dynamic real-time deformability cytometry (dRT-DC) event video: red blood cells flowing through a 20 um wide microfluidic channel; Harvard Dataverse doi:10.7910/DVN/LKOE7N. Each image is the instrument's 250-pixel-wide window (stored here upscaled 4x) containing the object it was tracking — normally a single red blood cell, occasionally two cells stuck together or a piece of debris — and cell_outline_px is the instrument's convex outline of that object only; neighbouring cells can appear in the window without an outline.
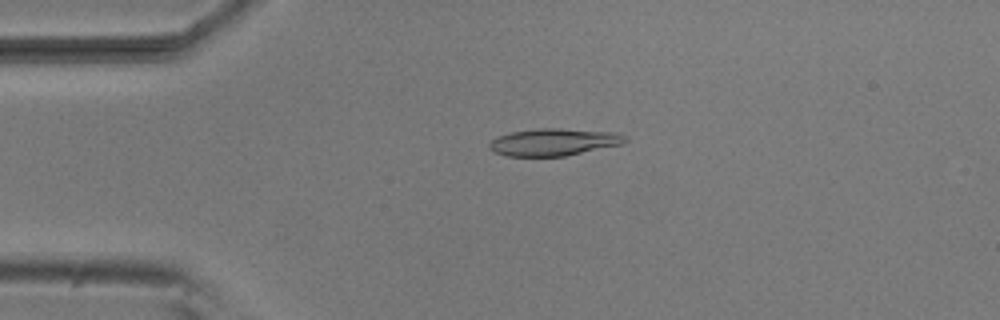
{"species": "common noctule bat (a hibernating species)", "species_latin": "Nyctalus noctula", "temperature_condition": "room temperature", "stored_images_in_passage": 49, "camera_frame_rate_fps": 3000, "um_per_image_px": 0.085, "animal": {"sex": "male", "body_mass_g": 20.5, "forearm_length_mm": 52.5}, "frame": {"image": 1, "passage_image": 8, "time_ms": 2.333, "image_size_px": [1000, 320], "cell_outline_px": [[628, 140], [624, 144], [564, 156], [508, 156], [496, 152], [488, 148], [488, 144], [496, 136], [508, 132], [540, 128], [560, 128], [616, 132], [628, 136]], "centroid_in_image_um": [47.1, 12.06], "position_along_channel_um": 37.9, "area_um2": 21.79}}
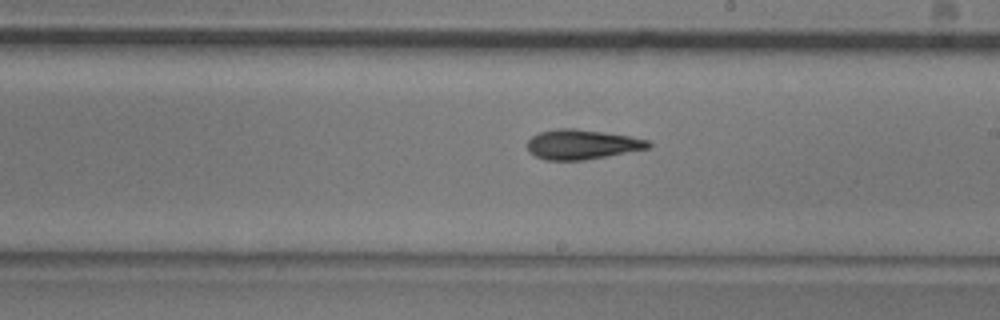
{"frame": {"image": 2, "passage_image": 26, "time_ms": 8.333, "image_size_px": [1000, 320], "cell_outline_px": [[652, 144], [648, 148], [584, 160], [544, 160], [528, 152], [528, 140], [532, 136], [540, 132], [556, 128], [576, 128], [628, 136], [648, 140]], "centroid_in_image_um": [49.42, 12.27], "position_along_channel_um": 239.6, "area_um2": 20.81}}
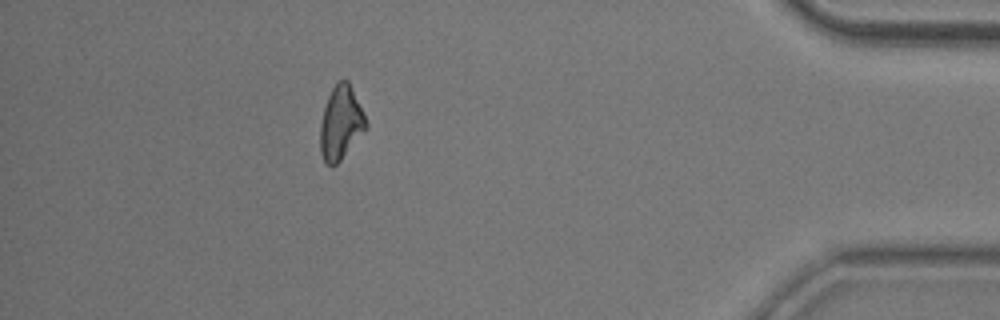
{"frame": {"image": 3, "passage_image": 43, "time_ms": 14.0, "image_size_px": [1000, 320], "cell_outline_px": [[368, 124], [340, 160], [336, 164], [328, 164], [324, 160], [320, 152], [320, 124], [324, 108], [328, 96], [336, 80], [348, 80]], "centroid_in_image_um": [28.93, 10.4], "position_along_channel_um": 406.3, "area_um2": 19.02}, "authors_computed_cell_mechanics": {"area_um2": 20.4612, "velocity_mm_per_s": 3.8218, "shape_relaxation_time_tau1_ms": 6.7948, "shape_relaxation_time_tau2_ms": 7.094, "deformation_change_tau1": 0.1658, "deformation_change_tau2": 0.1542}}